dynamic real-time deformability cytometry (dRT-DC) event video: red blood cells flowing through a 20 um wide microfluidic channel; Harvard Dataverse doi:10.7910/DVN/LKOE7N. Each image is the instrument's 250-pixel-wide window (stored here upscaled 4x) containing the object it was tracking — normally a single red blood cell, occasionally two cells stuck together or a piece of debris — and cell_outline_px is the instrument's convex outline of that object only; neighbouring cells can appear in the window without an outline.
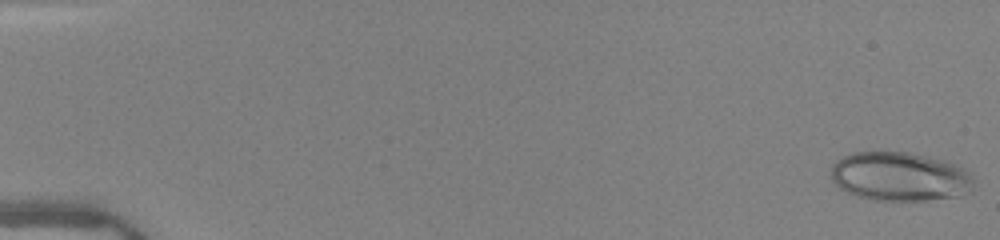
{"species": "human", "species_latin": "Homo sapiens", "temperature_condition": "warm", "stored_images_in_passage": 50, "camera_frame_rate_fps": 3000, "um_per_image_px": 0.085, "donor": {"sex": "female"}, "frame": {"image": 1, "passage_image": 1, "time_ms": 0.0, "image_size_px": [1000, 240], "cell_outline_px": [[972, 192], [960, 196], [924, 200], [872, 200], [856, 196], [840, 188], [832, 180], [832, 164], [836, 160], [852, 152], [908, 152], [944, 160], [956, 164], [972, 172]], "centroid_in_image_um": [76.51, 15.01], "position_along_channel_um": 8.5, "area_um2": 40.92}}
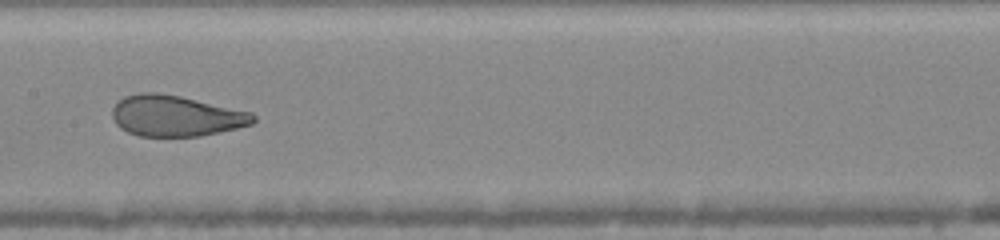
{"frame": {"image": 2, "passage_image": 27, "time_ms": 8.667, "image_size_px": [1000, 240], "cell_outline_px": [[256, 120], [252, 124], [220, 132], [200, 136], [140, 136], [128, 132], [120, 128], [116, 124], [112, 116], [112, 108], [116, 100], [124, 96], [140, 92], [156, 92], [180, 96], [252, 112], [256, 116]], "centroid_in_image_um": [14.92, 9.84], "position_along_channel_um": 192.5, "area_um2": 33.81}}
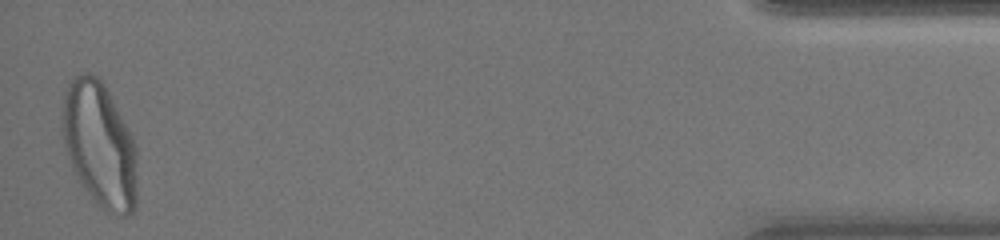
{"frame": {"image": 3, "passage_image": 50, "time_ms": 16.333, "image_size_px": [1000, 240], "cell_outline_px": [[136, 208], [132, 212], [124, 216], [120, 216], [108, 212], [88, 192], [80, 180], [72, 164], [64, 140], [60, 116], [64, 92], [68, 84], [80, 72], [88, 72], [96, 76], [104, 84], [132, 136], [136, 148]], "centroid_in_image_um": [8.47, 12.26], "position_along_channel_um": 426.7, "area_um2": 53.87}, "authors_computed_cell_mechanics": {"area_um2": 38.148, "velocity_mm_per_s": 4.0484, "shape_relaxation_time_tau1_ms": 6.702, "shape_relaxation_time_tau2_ms": 0.6894, "deformation_change_tau1": 0.2316, "deformation_change_tau2": 0.0741}}